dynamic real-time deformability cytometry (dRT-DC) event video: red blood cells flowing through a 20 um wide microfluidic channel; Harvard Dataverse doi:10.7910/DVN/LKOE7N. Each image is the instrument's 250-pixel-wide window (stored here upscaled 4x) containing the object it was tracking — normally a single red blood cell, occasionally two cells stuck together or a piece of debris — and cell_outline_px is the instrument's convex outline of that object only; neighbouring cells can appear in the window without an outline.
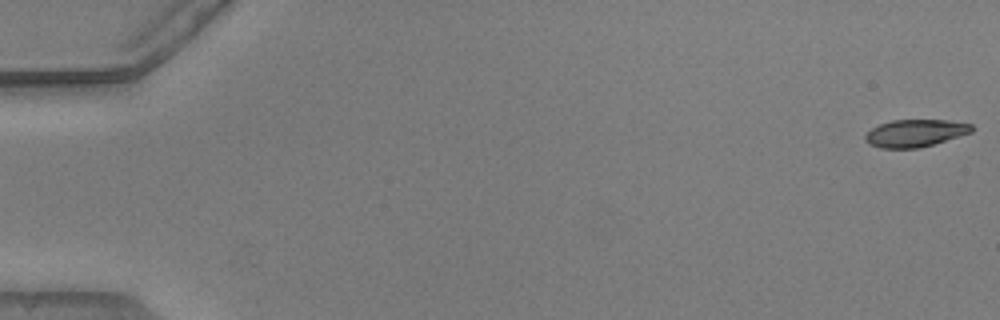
{"species": "common noctule bat (a hibernating species)", "species_latin": "Nyctalus noctula", "temperature_condition": "warm", "stored_images_in_passage": 10, "camera_frame_rate_fps": 3000, "um_per_image_px": 0.085, "animal": {"sex": "male", "body_mass_g": 20.5, "forearm_length_mm": 52.5}, "frame": {"image": 1, "passage_image": 1, "time_ms": 0.0, "image_size_px": [1000, 320], "cell_outline_px": [[976, 128], [972, 132], [932, 144], [916, 148], [880, 148], [868, 144], [864, 140], [864, 136], [872, 128], [880, 124], [892, 120], [948, 120], [972, 124]], "centroid_in_image_um": [77.79, 11.31], "position_along_channel_um": 7.2, "area_um2": 16.94}}